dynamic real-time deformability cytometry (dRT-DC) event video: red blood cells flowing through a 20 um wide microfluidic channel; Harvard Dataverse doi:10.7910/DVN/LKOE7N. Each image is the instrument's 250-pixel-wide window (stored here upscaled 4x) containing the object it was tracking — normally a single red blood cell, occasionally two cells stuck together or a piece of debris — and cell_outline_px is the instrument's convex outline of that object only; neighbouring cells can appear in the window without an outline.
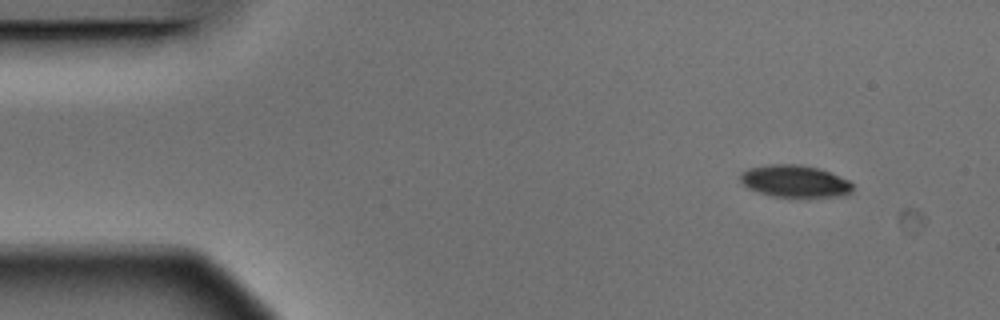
{"species": "Egyptian fruit bat (a non-hibernating species)", "species_latin": "Rousettus aegyptiacus", "temperature_condition": "warm", "stored_images_in_passage": 5, "camera_frame_rate_fps": 3000, "um_per_image_px": 0.085, "animal": {"sex": "male"}, "frame": {"image": 1, "passage_image": 2, "time_ms": 0.333, "image_size_px": [1000, 320], "cell_outline_px": [[852, 192], [848, 196], [792, 200], [772, 196], [748, 188], [740, 180], [740, 172], [748, 168], [768, 164], [800, 164], [820, 168], [848, 180], [852, 184]], "centroid_in_image_um": [67.6, 15.45], "position_along_channel_um": 17.4, "area_um2": 22.08}}
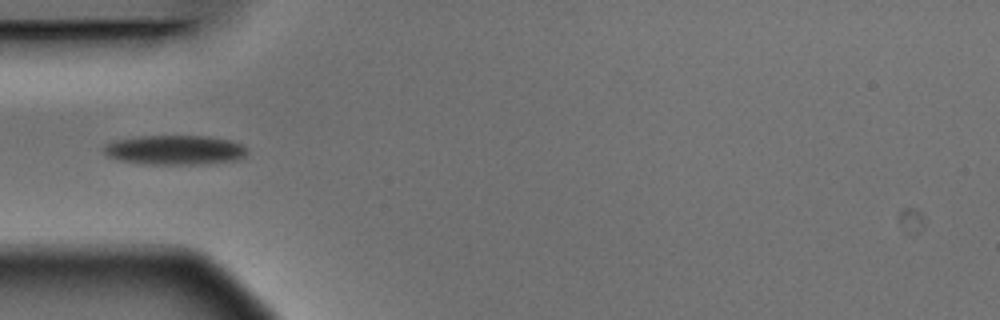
{"frame": {"image": 2, "passage_image": 4, "time_ms": 1.0, "image_size_px": [1000, 320], "cell_outline_px": [[248, 152], [240, 160], [204, 164], [144, 164], [120, 160], [108, 156], [104, 152], [104, 144], [116, 140], [140, 136], [208, 136], [232, 140], [248, 148]], "centroid_in_image_um": [14.91, 12.75], "position_along_channel_um": 70.1, "area_um2": 24.85}}
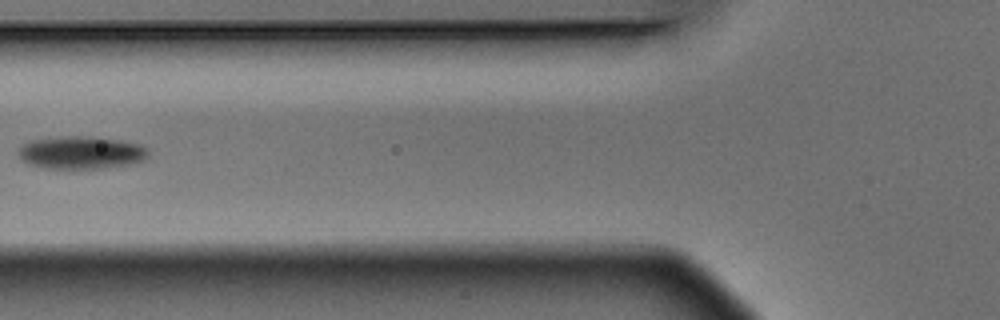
{"frame": {"image": 3, "passage_image": 5, "time_ms": 1.333, "image_size_px": [1000, 320], "cell_outline_px": [[148, 156], [144, 160], [128, 164], [108, 168], [44, 168], [32, 164], [24, 160], [16, 152], [28, 140], [68, 136], [92, 136], [120, 140], [140, 144], [148, 148]], "centroid_in_image_um": [6.93, 12.96], "position_along_channel_um": 118.9, "area_um2": 24.74}}